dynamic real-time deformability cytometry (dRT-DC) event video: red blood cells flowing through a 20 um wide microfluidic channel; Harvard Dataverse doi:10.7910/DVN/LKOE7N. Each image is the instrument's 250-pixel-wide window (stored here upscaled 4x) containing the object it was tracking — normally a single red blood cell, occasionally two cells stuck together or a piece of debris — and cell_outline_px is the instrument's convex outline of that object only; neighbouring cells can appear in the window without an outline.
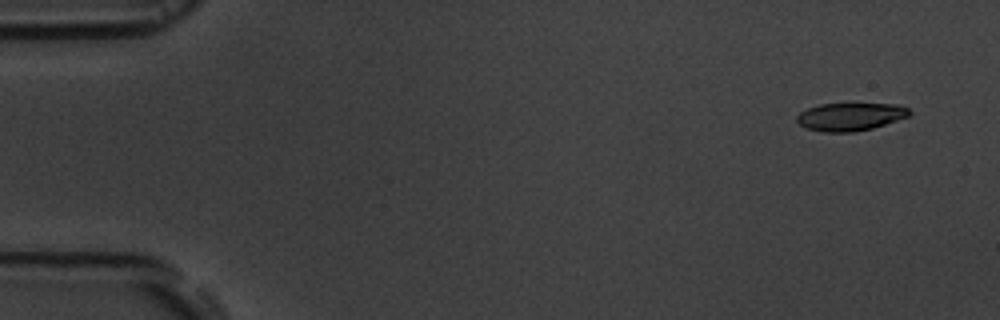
{"species": "common noctule bat (a hibernating species)", "species_latin": "Nyctalus noctula", "temperature_condition": "room temperature", "stored_images_in_passage": 6, "camera_frame_rate_fps": 3000, "um_per_image_px": 0.085, "animal": {"sex": "male", "body_mass_g": 19.5, "forearm_length_mm": 54.6}, "frame": {"image": 1, "passage_image": 1, "time_ms": 0.0, "image_size_px": [1000, 320], "cell_outline_px": [[912, 112], [908, 116], [872, 128], [852, 132], [824, 132], [808, 128], [800, 124], [796, 120], [796, 116], [800, 112], [808, 108], [820, 104], [900, 104], [908, 108]], "centroid_in_image_um": [72.28, 9.91], "position_along_channel_um": 12.7, "area_um2": 18.09}}
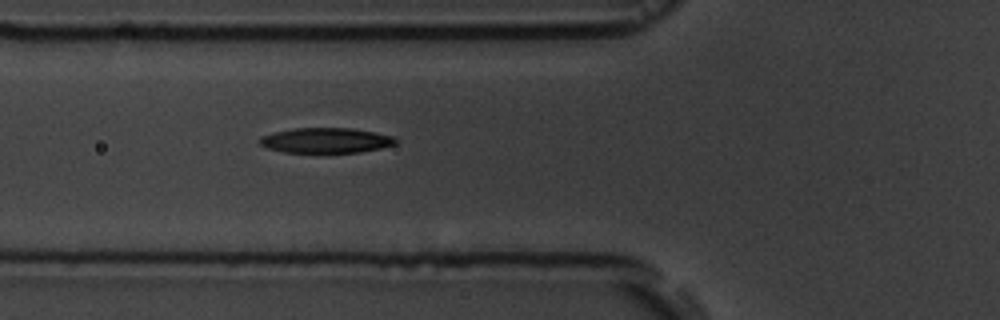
{"frame": {"image": 2, "passage_image": 6, "time_ms": 5.667, "image_size_px": [1000, 320], "cell_outline_px": [[400, 140], [396, 144], [380, 148], [360, 152], [284, 152], [268, 148], [260, 144], [256, 140], [260, 136], [292, 128], [352, 128], [376, 132], [396, 136]], "centroid_in_image_um": [27.74, 11.92], "position_along_channel_um": 98.1, "area_um2": 20.11}}